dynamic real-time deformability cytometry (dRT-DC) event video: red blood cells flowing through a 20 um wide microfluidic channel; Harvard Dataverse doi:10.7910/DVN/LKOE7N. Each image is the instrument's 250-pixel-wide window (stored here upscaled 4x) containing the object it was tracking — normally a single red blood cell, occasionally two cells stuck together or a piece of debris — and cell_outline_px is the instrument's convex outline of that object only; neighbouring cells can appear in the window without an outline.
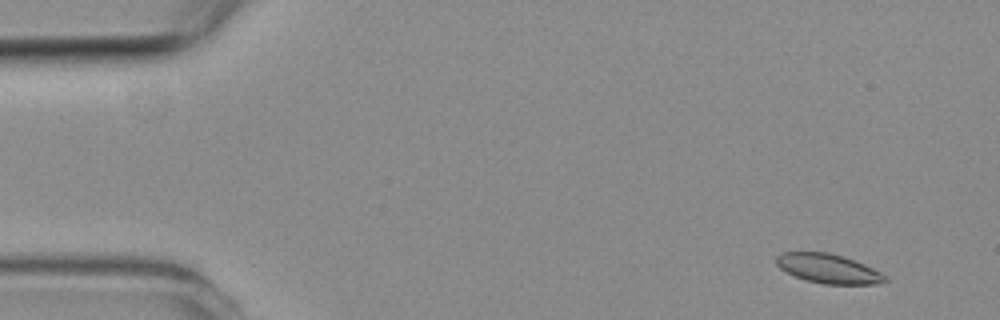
{"species": "common noctule bat (a hibernating species)", "species_latin": "Nyctalus noctula", "temperature_condition": "room temperature", "stored_images_in_passage": 4, "camera_frame_rate_fps": 3000, "um_per_image_px": 0.085, "animal": {"sex": "female", "body_mass_g": 19.3, "forearm_length_mm": 54.1}, "frame": {"image": 1, "passage_image": 1, "time_ms": 0.0, "image_size_px": [1000, 320], "cell_outline_px": [[888, 280], [876, 284], [824, 284], [804, 280], [780, 268], [776, 264], [776, 256], [780, 252], [828, 252], [864, 264], [888, 276]], "centroid_in_image_um": [70.39, 22.84], "position_along_channel_um": 14.6, "area_um2": 18.44}}
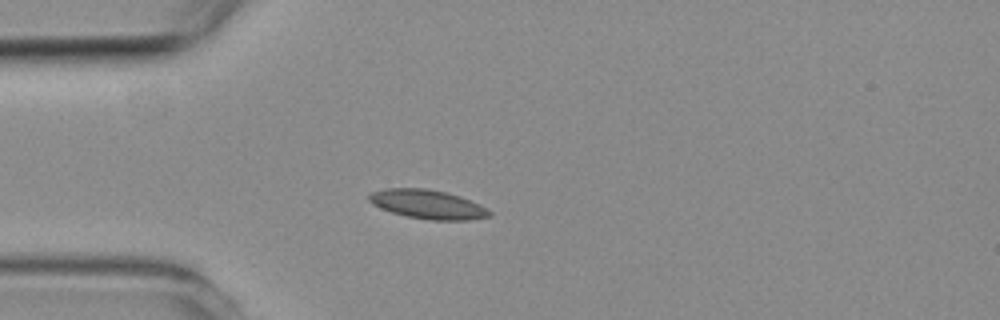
{"frame": {"image": 2, "passage_image": 4, "time_ms": 3.333, "image_size_px": [1000, 320], "cell_outline_px": [[492, 216], [468, 220], [432, 220], [408, 216], [392, 212], [380, 208], [372, 204], [368, 200], [368, 192], [384, 188], [424, 188], [444, 192], [460, 196], [480, 204], [492, 212]], "centroid_in_image_um": [36.33, 17.36], "position_along_channel_um": 48.7, "area_um2": 20.4}}